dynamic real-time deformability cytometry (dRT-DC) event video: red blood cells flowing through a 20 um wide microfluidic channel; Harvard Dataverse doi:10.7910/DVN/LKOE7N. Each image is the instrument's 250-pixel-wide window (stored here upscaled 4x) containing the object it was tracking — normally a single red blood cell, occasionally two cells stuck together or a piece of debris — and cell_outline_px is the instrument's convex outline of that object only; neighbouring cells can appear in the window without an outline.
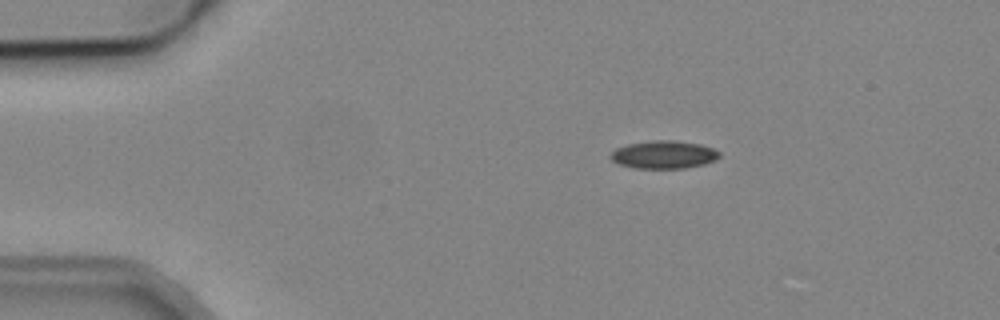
{"species": "common noctule bat (a hibernating species)", "species_latin": "Nyctalus noctula", "temperature_condition": "cold", "stored_images_in_passage": 5, "camera_frame_rate_fps": 3000, "um_per_image_px": 0.085, "animal": {"sex": "male", "body_mass_g": 19.2, "forearm_length_mm": 51.8}, "frame": {"image": 1, "passage_image": 1, "time_ms": 0.0, "image_size_px": [1000, 320], "cell_outline_px": [[720, 156], [704, 164], [684, 168], [632, 168], [620, 164], [612, 160], [608, 156], [616, 148], [628, 144], [652, 140], [676, 140], [700, 144], [712, 148], [720, 152]], "centroid_in_image_um": [56.39, 13.14], "position_along_channel_um": 28.6, "area_um2": 17.63}}
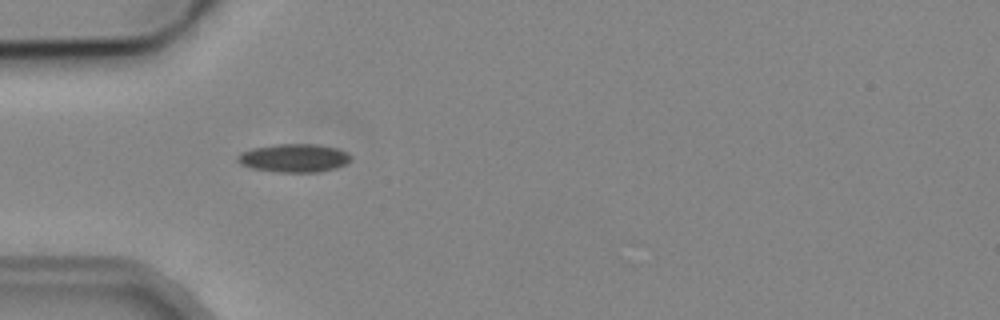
{"frame": {"image": 2, "passage_image": 3, "time_ms": 2.333, "image_size_px": [1000, 320], "cell_outline_px": [[352, 160], [336, 168], [316, 172], [276, 172], [252, 168], [240, 164], [236, 160], [236, 156], [240, 152], [252, 148], [276, 144], [316, 144], [336, 148], [348, 152], [352, 156]], "centroid_in_image_um": [24.98, 13.43], "position_along_channel_um": 60.0, "area_um2": 18.84}}